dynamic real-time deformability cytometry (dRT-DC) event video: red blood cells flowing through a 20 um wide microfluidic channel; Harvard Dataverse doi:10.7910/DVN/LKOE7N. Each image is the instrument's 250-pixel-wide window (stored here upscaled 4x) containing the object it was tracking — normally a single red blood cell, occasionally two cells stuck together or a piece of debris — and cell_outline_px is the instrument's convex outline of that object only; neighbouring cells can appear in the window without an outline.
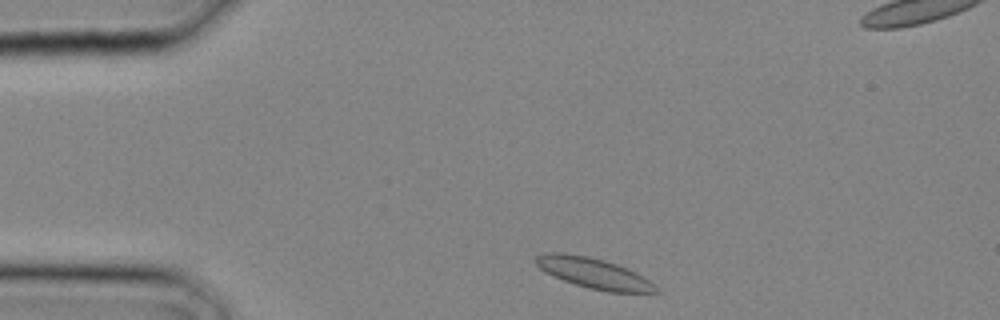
{"species": "common noctule bat (a hibernating species)", "species_latin": "Nyctalus noctula", "temperature_condition": "cold", "stored_images_in_passage": 2, "camera_frame_rate_fps": 3000, "um_per_image_px": 0.085, "animal": {"sex": "male", "body_mass_g": 20.4}, "frame": {"image": 1, "passage_image": 1, "time_ms": 0.0, "image_size_px": [1000, 320], "cell_outline_px": [[660, 292], [608, 292], [588, 288], [552, 276], [544, 272], [532, 260], [536, 256], [548, 252], [564, 252], [588, 256], [604, 260], [616, 264], [636, 272], [648, 280]], "centroid_in_image_um": [50.39, 23.2], "position_along_channel_um": 34.6, "area_um2": 21.21}}